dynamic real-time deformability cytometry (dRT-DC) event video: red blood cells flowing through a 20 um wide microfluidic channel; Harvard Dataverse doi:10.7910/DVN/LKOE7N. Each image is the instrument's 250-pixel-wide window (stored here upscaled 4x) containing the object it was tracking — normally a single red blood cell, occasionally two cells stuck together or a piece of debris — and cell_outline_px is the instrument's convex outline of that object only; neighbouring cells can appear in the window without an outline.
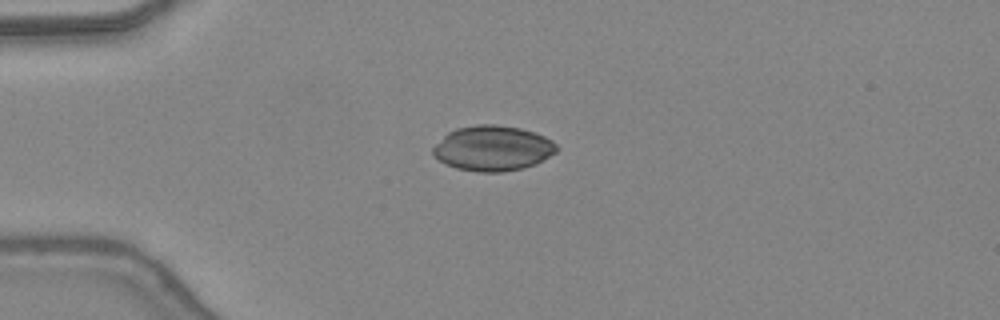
{"species": "common noctule bat (a hibernating species)", "species_latin": "Nyctalus noctula", "temperature_condition": "warm", "stored_images_in_passage": 14, "camera_frame_rate_fps": 3000, "um_per_image_px": 0.085, "animal": {"sex": "female", "body_mass_g": 24.6, "forearm_length_mm": 56.2}, "frame": {"image": 1, "passage_image": 1, "time_ms": 0.0, "image_size_px": [1000, 320], "cell_outline_px": [[560, 148], [556, 152], [536, 164], [524, 168], [500, 172], [476, 172], [456, 168], [444, 164], [432, 156], [432, 148], [448, 132], [456, 128], [476, 124], [496, 124], [520, 128], [544, 136], [552, 140]], "centroid_in_image_um": [41.87, 12.61], "position_along_channel_um": 43.1, "area_um2": 32.83}}
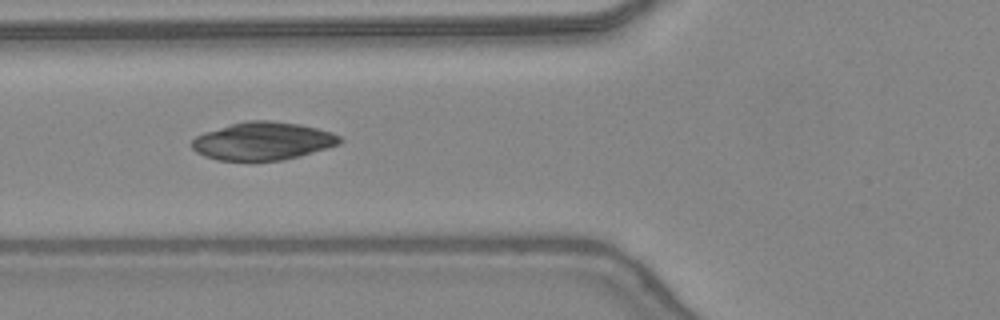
{"frame": {"image": 2, "passage_image": 7, "time_ms": 2.0, "image_size_px": [1000, 320], "cell_outline_px": [[344, 140], [340, 144], [300, 156], [284, 160], [216, 160], [204, 156], [196, 152], [192, 148], [192, 140], [196, 136], [204, 132], [232, 124], [248, 120], [268, 120], [300, 124], [332, 132], [340, 136]], "centroid_in_image_um": [22.36, 11.99], "position_along_channel_um": 103.4, "area_um2": 32.66}}
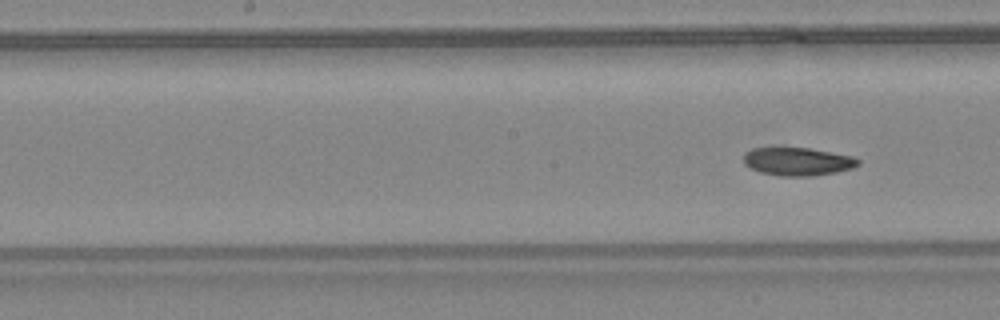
{"frame": {"image": 3, "passage_image": 14, "time_ms": 4.333, "image_size_px": [1000, 320], "cell_outline_px": [[860, 164], [852, 168], [836, 172], [812, 176], [780, 176], [760, 172], [744, 164], [744, 152], [752, 148], [808, 148], [852, 156], [860, 160]], "centroid_in_image_um": [67.8, 13.73], "position_along_channel_um": 180.4, "area_um2": 18.67}}